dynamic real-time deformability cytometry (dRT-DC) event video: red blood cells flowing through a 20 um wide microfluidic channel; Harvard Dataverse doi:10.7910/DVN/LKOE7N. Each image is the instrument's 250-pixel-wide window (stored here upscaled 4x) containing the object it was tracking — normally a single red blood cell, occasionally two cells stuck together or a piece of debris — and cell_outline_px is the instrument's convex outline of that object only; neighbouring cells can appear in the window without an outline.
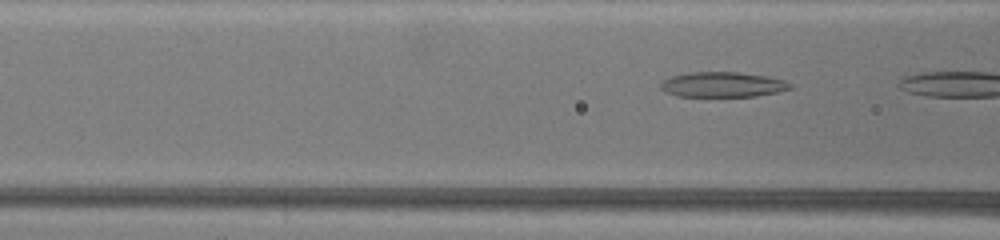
{"species": "common noctule bat (a hibernating species)", "species_latin": "Nyctalus noctula", "temperature_condition": "warm", "stored_images_in_passage": 4, "camera_frame_rate_fps": 3000, "um_per_image_px": 0.085, "animal": {"sex": "female", "body_mass_g": 19.5, "forearm_length_mm": 54.1}, "frame": {"image": 1, "passage_image": 3, "time_ms": 0.667, "image_size_px": [1000, 240], "cell_outline_px": [[792, 88], [776, 92], [756, 96], [676, 96], [664, 92], [660, 88], [660, 84], [664, 80], [672, 76], [688, 72], [736, 72], [768, 76], [784, 80], [792, 84]], "centroid_in_image_um": [61.41, 7.18], "position_along_channel_um": 105.2, "area_um2": 18.96}}